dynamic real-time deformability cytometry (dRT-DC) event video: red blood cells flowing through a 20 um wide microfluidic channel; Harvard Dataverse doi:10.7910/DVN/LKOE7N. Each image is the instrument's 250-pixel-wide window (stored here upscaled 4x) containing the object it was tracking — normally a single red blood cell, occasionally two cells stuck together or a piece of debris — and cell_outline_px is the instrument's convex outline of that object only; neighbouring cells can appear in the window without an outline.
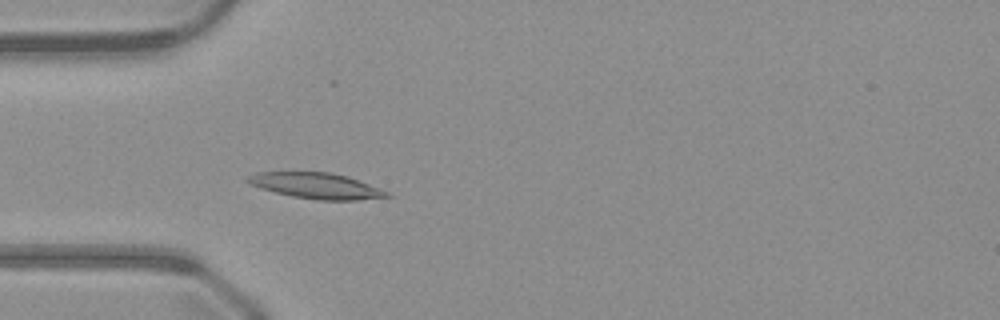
{"species": "common noctule bat (a hibernating species)", "species_latin": "Nyctalus noctula", "temperature_condition": "warm", "stored_images_in_passage": 40, "camera_frame_rate_fps": 3000, "um_per_image_px": 0.085, "animal": {"sex": "male", "body_mass_g": 23.1, "forearm_length_mm": 52.7}, "frame": {"image": 1, "passage_image": 5, "time_ms": 1.333, "image_size_px": [1000, 320], "cell_outline_px": [[392, 196], [356, 200], [316, 200], [292, 196], [260, 188], [244, 180], [248, 176], [256, 172], [328, 172], [348, 176], [388, 192]], "centroid_in_image_um": [26.86, 15.78], "position_along_channel_um": 58.1, "area_um2": 20.69}}
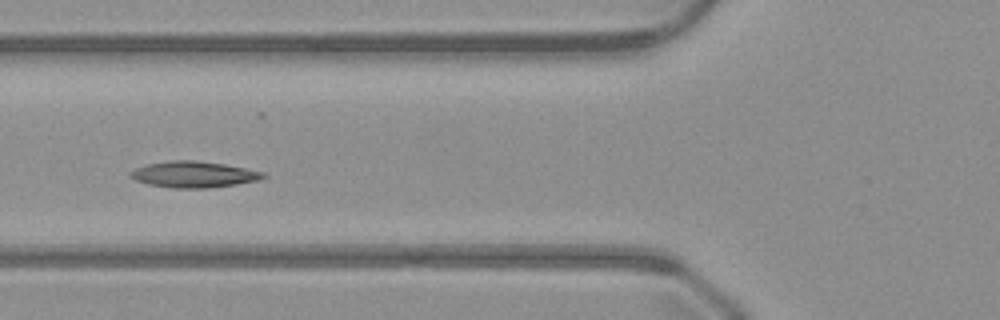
{"frame": {"image": 2, "passage_image": 9, "time_ms": 2.667, "image_size_px": [1000, 320], "cell_outline_px": [[268, 176], [256, 180], [236, 184], [208, 188], [172, 188], [148, 184], [136, 180], [128, 176], [128, 172], [136, 168], [148, 164], [172, 160], [196, 160], [224, 164], [264, 172]], "centroid_in_image_um": [16.44, 14.82], "position_along_channel_um": 109.4, "area_um2": 20.17}}
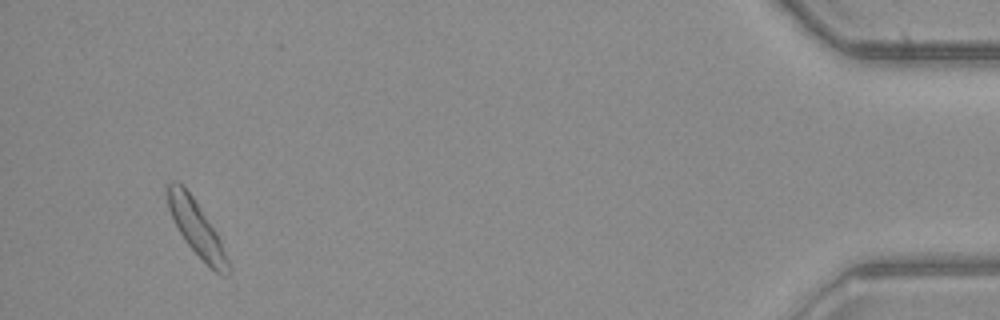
{"frame": {"image": 3, "passage_image": 38, "time_ms": 12.333, "image_size_px": [1000, 320], "cell_outline_px": [[232, 272], [228, 276], [224, 276], [216, 272], [188, 244], [180, 232], [168, 208], [164, 184], [172, 180], [176, 180], [192, 196], [216, 232], [232, 264]], "centroid_in_image_um": [16.72, 19.4], "position_along_channel_um": 418.5, "area_um2": 19.19}}